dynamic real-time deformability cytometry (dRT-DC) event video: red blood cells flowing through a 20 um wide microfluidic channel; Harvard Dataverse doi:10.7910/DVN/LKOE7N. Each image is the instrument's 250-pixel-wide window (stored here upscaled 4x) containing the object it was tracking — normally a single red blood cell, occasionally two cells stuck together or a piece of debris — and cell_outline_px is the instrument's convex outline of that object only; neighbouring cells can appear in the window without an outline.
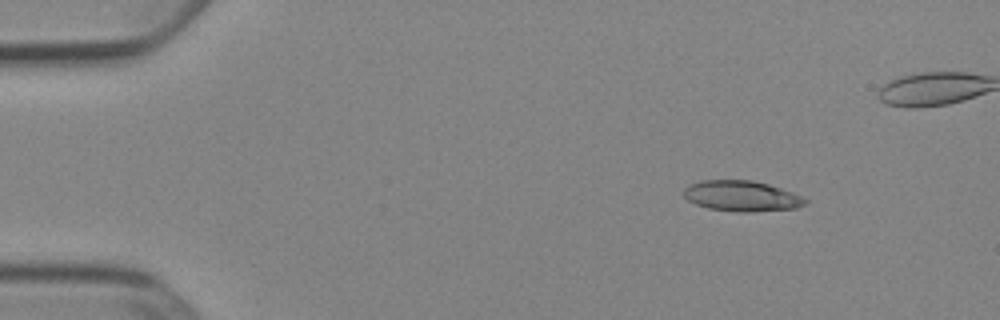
{"species": "Egyptian fruit bat (a non-hibernating species)", "species_latin": "Rousettus aegyptiacus", "temperature_condition": "cold", "stored_images_in_passage": 42, "camera_frame_rate_fps": 3000, "um_per_image_px": 0.085, "animal": {"sex": "female"}, "frame": {"image": 1, "passage_image": 1, "time_ms": 0.0, "image_size_px": [1000, 320], "cell_outline_px": [[808, 204], [796, 208], [752, 212], [736, 212], [708, 208], [696, 204], [688, 200], [684, 196], [684, 188], [688, 184], [700, 180], [752, 180], [768, 184], [792, 192], [808, 200]], "centroid_in_image_um": [63.03, 16.66], "position_along_channel_um": 22.0, "area_um2": 21.79}}
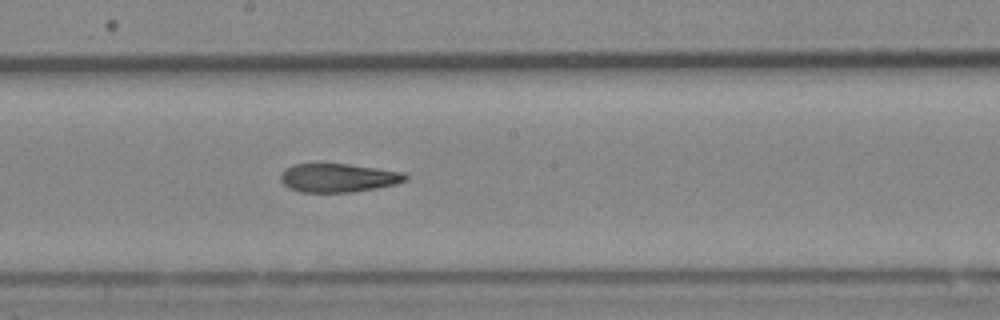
{"frame": {"image": 2, "passage_image": 23, "time_ms": 7.333, "image_size_px": [1000, 320], "cell_outline_px": [[408, 180], [396, 184], [376, 188], [352, 192], [300, 192], [288, 188], [280, 180], [280, 176], [284, 168], [292, 164], [348, 164], [404, 172], [408, 176]], "centroid_in_image_um": [28.74, 15.12], "position_along_channel_um": 219.5, "area_um2": 20.92}}
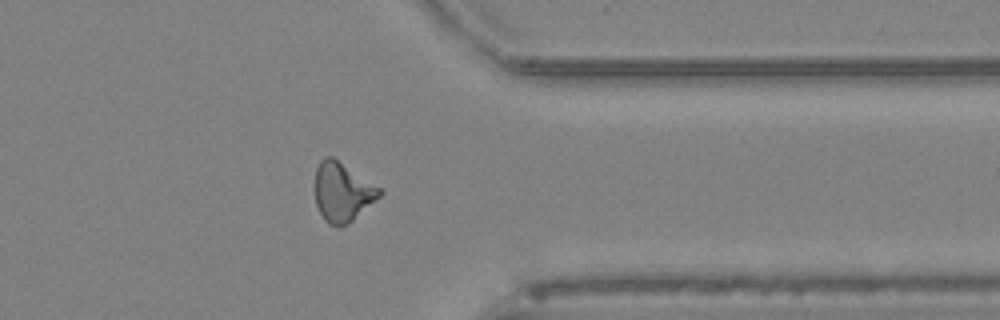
{"frame": {"image": 3, "passage_image": 36, "time_ms": 11.667, "image_size_px": [1000, 320], "cell_outline_px": [[384, 192], [380, 196], [348, 224], [340, 228], [328, 224], [324, 220], [316, 204], [316, 168], [320, 160], [324, 156], [332, 156], [380, 188]], "centroid_in_image_um": [29.09, 16.34], "position_along_channel_um": 382.3, "area_um2": 22.02}, "authors_computed_cell_mechanics": {"area_um2": 21.6172, "velocity_mm_per_s": 3.9181, "shape_relaxation_time_tau1_ms": null, "shape_relaxation_time_tau2_ms": 4.8581, "deformation_change_tau1": null, "deformation_change_tau2": 0.1512}}